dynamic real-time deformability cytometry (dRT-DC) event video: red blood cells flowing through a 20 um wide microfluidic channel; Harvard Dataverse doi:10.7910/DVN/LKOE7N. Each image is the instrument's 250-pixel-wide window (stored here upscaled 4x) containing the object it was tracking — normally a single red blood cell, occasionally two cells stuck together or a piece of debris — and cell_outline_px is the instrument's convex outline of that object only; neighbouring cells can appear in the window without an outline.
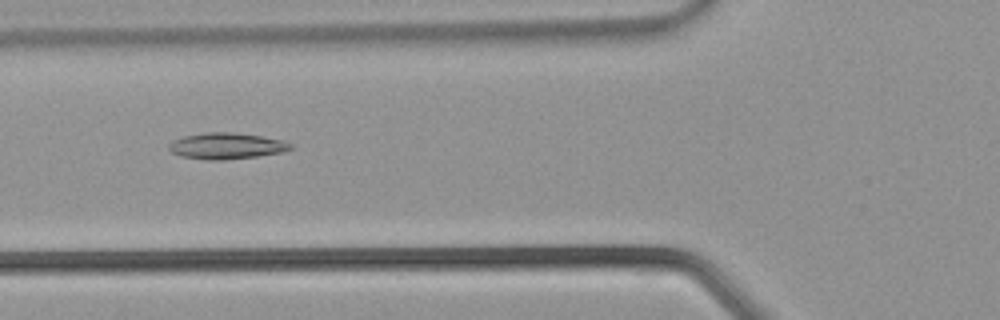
{"species": "common noctule bat (a hibernating species)", "species_latin": "Nyctalus noctula", "temperature_condition": "warm", "stored_images_in_passage": 27, "camera_frame_rate_fps": 3000, "um_per_image_px": 0.085, "animal": {"sex": "male", "body_mass_g": 21.5, "forearm_length_mm": 52.0}, "frame": {"image": 1, "passage_image": 4, "time_ms": 1.0, "image_size_px": [1000, 320], "cell_outline_px": [[292, 148], [284, 152], [256, 156], [224, 160], [208, 160], [180, 156], [172, 152], [168, 148], [168, 144], [172, 140], [184, 136], [204, 132], [232, 132], [260, 136], [284, 140], [292, 144]], "centroid_in_image_um": [19.23, 12.4], "position_along_channel_um": 106.6, "area_um2": 18.67}}
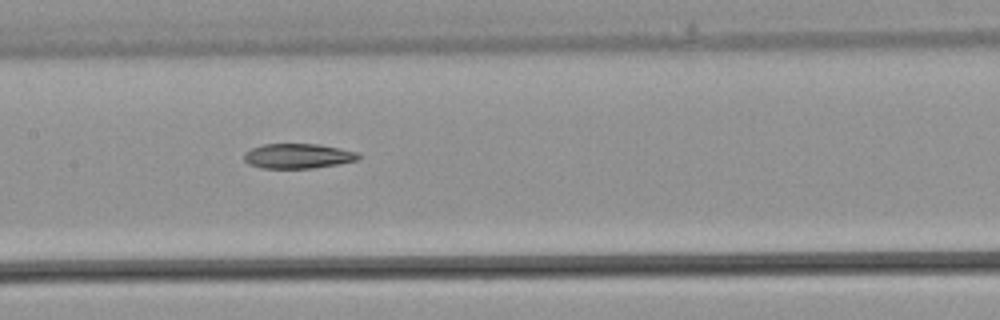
{"frame": {"image": 2, "passage_image": 8, "time_ms": 2.333, "image_size_px": [1000, 320], "cell_outline_px": [[360, 160], [312, 168], [260, 168], [248, 164], [244, 160], [244, 152], [252, 148], [264, 144], [320, 144], [360, 152]], "centroid_in_image_um": [25.34, 13.26], "position_along_channel_um": 182.1, "area_um2": 16.7}}
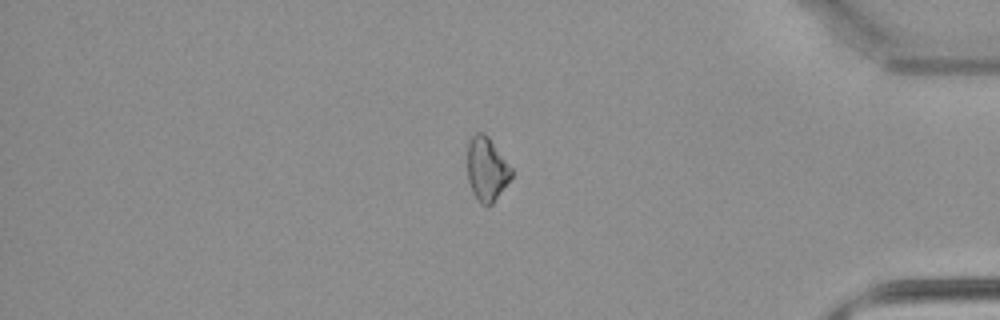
{"frame": {"image": 3, "passage_image": 21, "time_ms": 6.667, "image_size_px": [1000, 320], "cell_outline_px": [[512, 176], [492, 204], [488, 208], [480, 204], [472, 192], [468, 180], [468, 144], [472, 136], [476, 132], [484, 132], [488, 136], [512, 168]], "centroid_in_image_um": [41.36, 14.39], "position_along_channel_um": 393.8, "area_um2": 16.36}}